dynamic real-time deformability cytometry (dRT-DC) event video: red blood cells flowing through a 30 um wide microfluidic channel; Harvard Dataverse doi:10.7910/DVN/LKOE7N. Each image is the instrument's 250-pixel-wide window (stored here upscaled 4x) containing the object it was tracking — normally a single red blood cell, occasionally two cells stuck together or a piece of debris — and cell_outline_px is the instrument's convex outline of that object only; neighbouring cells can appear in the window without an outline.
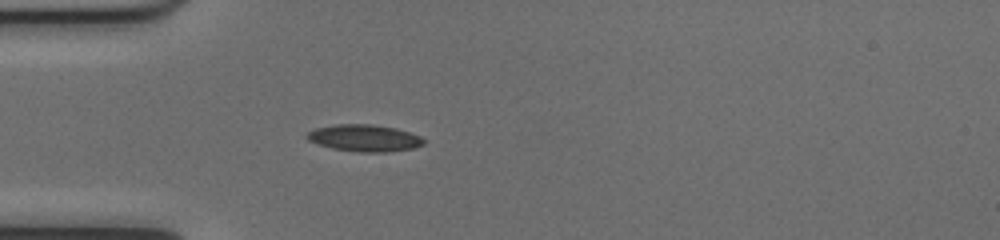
{"species": "common noctule bat (a hibernating species)", "species_latin": "Nyctalus noctula", "temperature_condition": "cold", "stored_images_in_passage": 45, "camera_frame_rate_fps": 3000, "um_per_image_px": 0.085, "animal": {"sex": "female", "body_mass_g": 17.0, "forearm_length_mm": 48.0}, "frame": {"image": 1, "passage_image": 9, "time_ms": 2.667, "image_size_px": [1000, 240], "cell_outline_px": [[424, 144], [412, 148], [388, 152], [360, 152], [332, 148], [308, 140], [304, 136], [308, 132], [316, 128], [336, 124], [372, 124], [396, 128], [420, 136], [424, 140]], "centroid_in_image_um": [30.97, 11.73], "position_along_channel_um": 54.0, "area_um2": 18.15}}
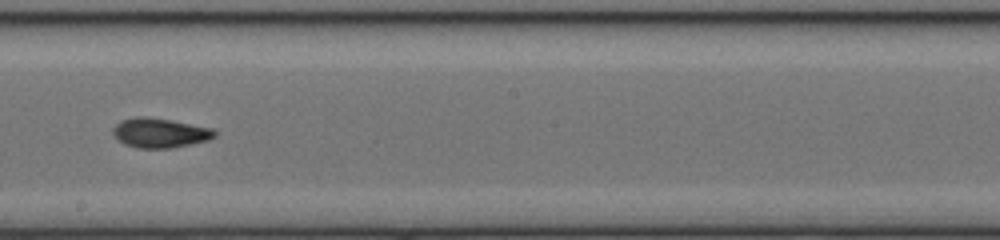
{"frame": {"image": 2, "passage_image": 23, "time_ms": 7.333, "image_size_px": [1000, 240], "cell_outline_px": [[216, 136], [208, 140], [172, 148], [136, 148], [124, 144], [112, 132], [112, 128], [120, 120], [136, 116], [148, 116], [172, 120], [212, 128], [216, 132]], "centroid_in_image_um": [13.58, 11.28], "position_along_channel_um": 234.6, "area_um2": 17.63}}
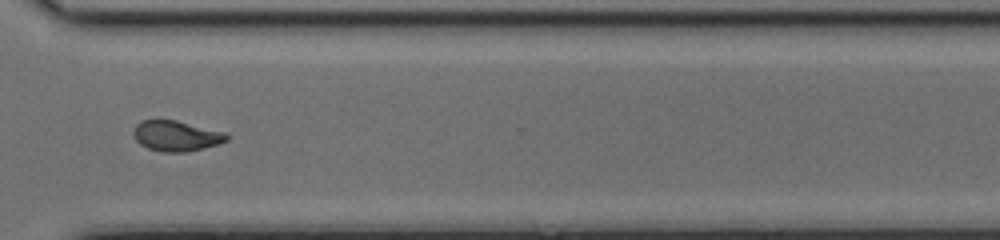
{"frame": {"image": 3, "passage_image": 32, "time_ms": 10.333, "image_size_px": [1000, 240], "cell_outline_px": [[228, 140], [220, 144], [204, 148], [184, 152], [160, 152], [148, 148], [140, 144], [136, 140], [132, 132], [136, 124], [140, 120], [156, 116], [176, 120], [224, 132], [228, 136]], "centroid_in_image_um": [14.91, 11.51], "position_along_channel_um": 355.7, "area_um2": 17.11}, "authors_computed_cell_mechanics": {"area_um2": 17.051, "velocity_mm_per_s": 4.0367, "shape_relaxation_time_tau1_ms": 8.8464, "shape_relaxation_time_tau2_ms": 2.6824, "deformation_change_tau1": 0.2368, "deformation_change_tau2": 0.0845}}